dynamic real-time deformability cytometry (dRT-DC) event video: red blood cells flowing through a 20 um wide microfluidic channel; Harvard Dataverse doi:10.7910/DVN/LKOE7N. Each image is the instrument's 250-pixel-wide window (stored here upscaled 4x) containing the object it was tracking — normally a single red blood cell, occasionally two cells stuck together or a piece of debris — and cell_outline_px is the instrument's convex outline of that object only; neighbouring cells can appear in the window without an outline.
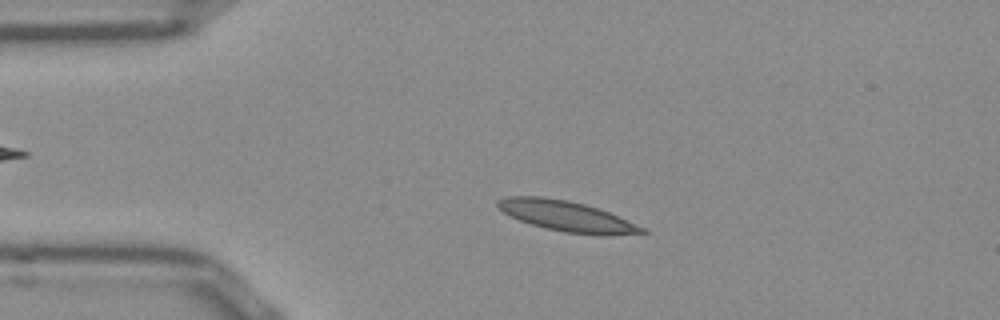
{"species": "Egyptian fruit bat (a non-hibernating species)", "species_latin": "Rousettus aegyptiacus", "temperature_condition": "room temperature", "stored_images_in_passage": 48, "camera_frame_rate_fps": 3000, "um_per_image_px": 0.085, "frame": {"image": 1, "passage_image": 7, "time_ms": 2.0, "image_size_px": [1000, 320], "cell_outline_px": [[648, 232], [568, 232], [548, 228], [532, 224], [520, 220], [504, 212], [496, 204], [500, 200], [516, 196], [536, 196], [564, 200], [596, 208], [608, 212]], "centroid_in_image_um": [47.95, 18.31], "position_along_channel_um": 37.0, "area_um2": 23.06}}
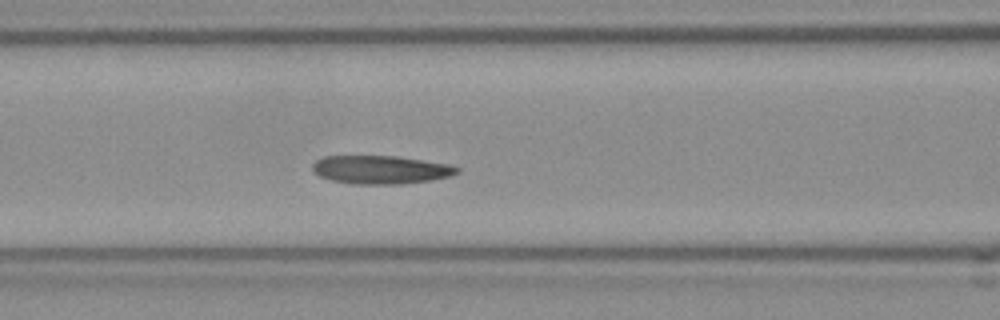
{"frame": {"image": 2, "passage_image": 17, "time_ms": 5.333, "image_size_px": [1000, 320], "cell_outline_px": [[456, 172], [444, 176], [424, 180], [336, 180], [324, 176], [316, 172], [312, 168], [312, 164], [316, 160], [328, 156], [388, 156], [444, 164], [456, 168]], "centroid_in_image_um": [32.23, 14.32], "position_along_channel_um": 134.4, "area_um2": 20.52}}
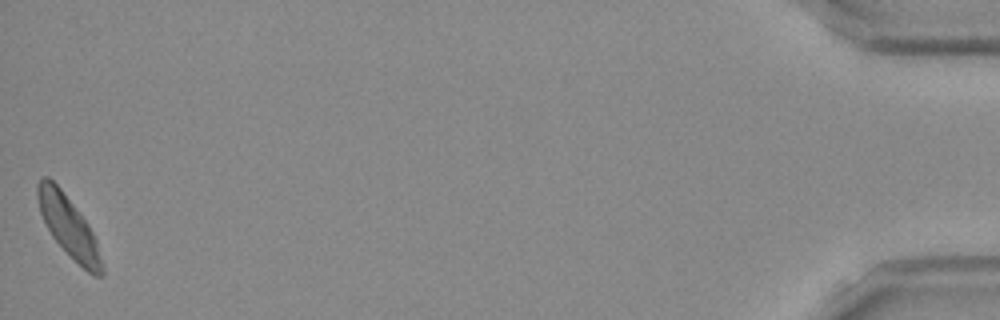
{"frame": {"image": 3, "passage_image": 48, "time_ms": 15.667, "image_size_px": [1000, 320], "cell_outline_px": [[104, 272], [100, 276], [96, 276], [88, 272], [52, 236], [40, 212], [36, 188], [40, 180], [44, 176], [52, 180], [60, 188], [88, 224]], "centroid_in_image_um": [5.78, 19.2], "position_along_channel_um": 429.4, "area_um2": 21.27}, "authors_computed_cell_mechanics": {"area_um2": 21.5883, "velocity_mm_per_s": 3.8287, "shape_relaxation_time_tau1_ms": 5.7637, "shape_relaxation_time_tau2_ms": 2.0882, "deformation_change_tau1": 0.1489, "deformation_change_tau2": 0.0855}}